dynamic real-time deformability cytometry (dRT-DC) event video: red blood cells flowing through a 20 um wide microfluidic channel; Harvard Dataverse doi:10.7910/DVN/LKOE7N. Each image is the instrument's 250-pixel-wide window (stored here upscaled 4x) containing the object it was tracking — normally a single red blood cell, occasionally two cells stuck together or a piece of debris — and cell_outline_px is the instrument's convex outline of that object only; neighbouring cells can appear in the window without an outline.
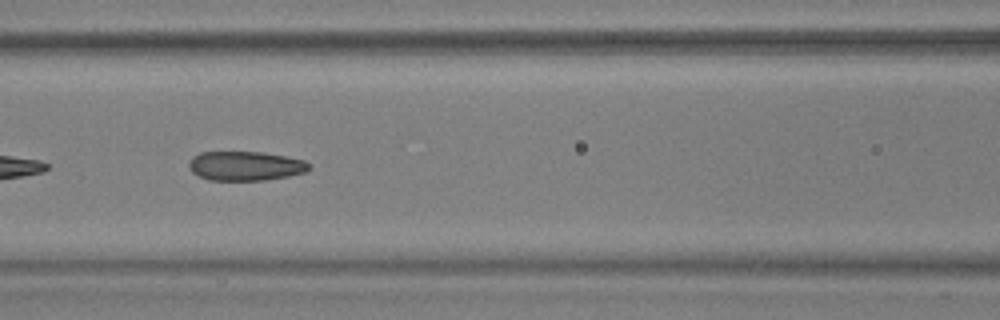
{"species": "common noctule bat (a hibernating species)", "species_latin": "Nyctalus noctula", "temperature_condition": "warm", "stored_images_in_passage": 33, "camera_frame_rate_fps": 3000, "um_per_image_px": 0.085, "animal": {"sex": "male", "body_mass_g": 17.9, "forearm_length_mm": 54.2}, "frame": {"image": 1, "passage_image": 24, "time_ms": 7.667, "image_size_px": [1000, 320], "cell_outline_px": [[312, 168], [304, 172], [288, 176], [264, 180], [208, 180], [192, 172], [188, 164], [192, 156], [200, 152], [260, 152], [284, 156], [304, 160], [312, 164]], "centroid_in_image_um": [20.87, 14.1], "position_along_channel_um": 145.7, "area_um2": 20.52}}